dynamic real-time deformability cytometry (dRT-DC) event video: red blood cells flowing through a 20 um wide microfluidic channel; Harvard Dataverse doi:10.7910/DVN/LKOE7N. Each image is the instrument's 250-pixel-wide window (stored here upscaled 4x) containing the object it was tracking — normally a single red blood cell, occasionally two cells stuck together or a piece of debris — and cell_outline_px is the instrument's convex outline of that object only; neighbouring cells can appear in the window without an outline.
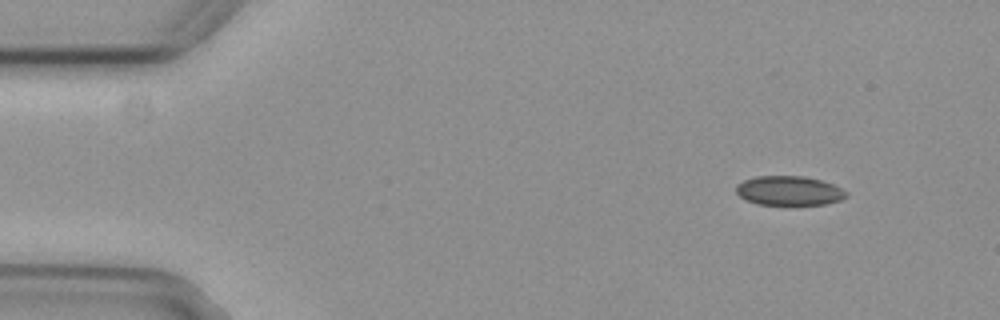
{"species": "common noctule bat (a hibernating species)", "species_latin": "Nyctalus noctula", "temperature_condition": "cold", "stored_images_in_passage": 3, "camera_frame_rate_fps": 3000, "um_per_image_px": 0.085, "animal": {"sex": "female", "body_mass_g": 29.2, "forearm_length_mm": 56.3}, "frame": {"image": 1, "passage_image": 1, "time_ms": 0.0, "image_size_px": [1000, 320], "cell_outline_px": [[848, 196], [840, 200], [824, 204], [756, 204], [740, 196], [736, 192], [736, 184], [744, 180], [756, 176], [804, 176], [820, 180], [832, 184], [848, 192]], "centroid_in_image_um": [67.06, 16.2], "position_along_channel_um": 17.9, "area_um2": 18.67}}